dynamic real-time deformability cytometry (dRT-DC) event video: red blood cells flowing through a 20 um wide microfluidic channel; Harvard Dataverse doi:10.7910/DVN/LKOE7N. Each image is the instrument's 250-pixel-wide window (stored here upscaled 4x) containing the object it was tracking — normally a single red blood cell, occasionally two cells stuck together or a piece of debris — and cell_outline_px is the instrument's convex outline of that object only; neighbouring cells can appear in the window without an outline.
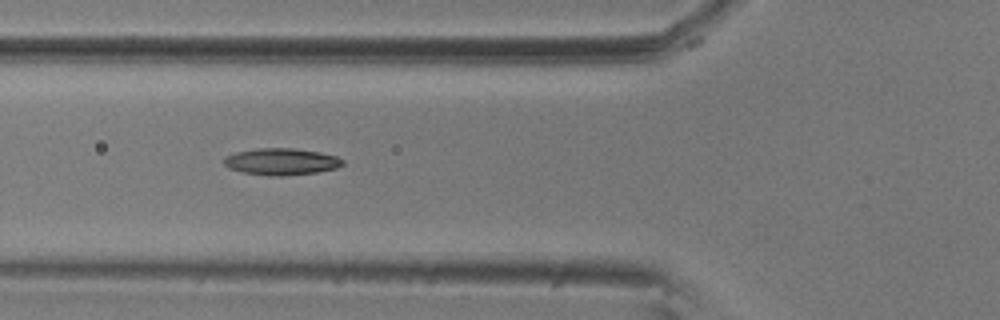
{"species": "common noctule bat (a hibernating species)", "species_latin": "Nyctalus noctula", "temperature_condition": "room temperature", "stored_images_in_passage": 15, "camera_frame_rate_fps": 3000, "um_per_image_px": 0.085, "animal": {"sex": "male", "body_mass_g": 20.5, "forearm_length_mm": 52.5}, "frame": {"image": 1, "passage_image": 6, "time_ms": 1.667, "image_size_px": [1000, 320], "cell_outline_px": [[344, 164], [336, 168], [316, 172], [284, 176], [268, 176], [244, 172], [228, 168], [224, 164], [224, 156], [236, 152], [256, 148], [292, 148], [320, 152], [336, 156], [344, 160]], "centroid_in_image_um": [23.9, 13.73], "position_along_channel_um": 101.9, "area_um2": 18.55}}
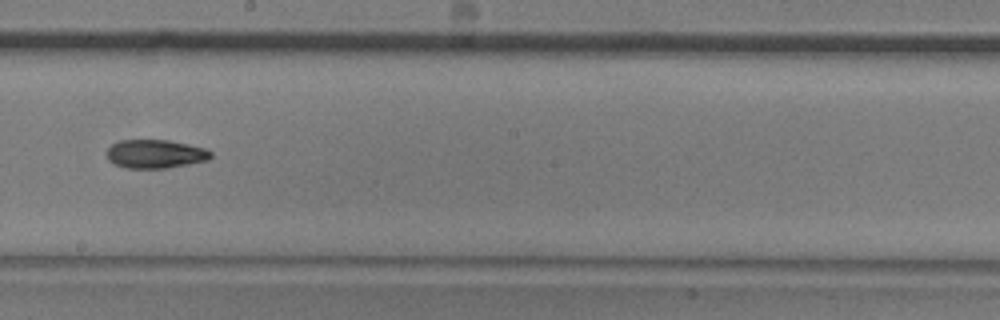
{"frame": {"image": 2, "passage_image": 9, "time_ms": 2.667, "image_size_px": [1000, 320], "cell_outline_px": [[212, 156], [208, 160], [168, 168], [124, 168], [108, 160], [108, 148], [112, 144], [120, 140], [168, 140], [188, 144], [204, 148], [212, 152]], "centroid_in_image_um": [13.21, 13.08], "position_along_channel_um": 235.0, "area_um2": 17.28}}
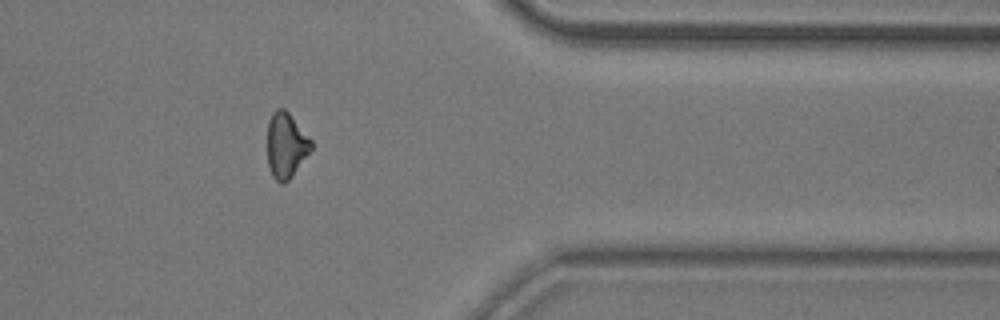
{"frame": {"image": 3, "passage_image": 13, "time_ms": 4.0, "image_size_px": [1000, 320], "cell_outline_px": [[312, 148], [288, 180], [284, 184], [280, 184], [272, 176], [268, 164], [268, 120], [272, 112], [276, 108], [284, 108], [288, 112], [312, 140]], "centroid_in_image_um": [24.3, 12.33], "position_along_channel_um": 387.1, "area_um2": 16.53}}